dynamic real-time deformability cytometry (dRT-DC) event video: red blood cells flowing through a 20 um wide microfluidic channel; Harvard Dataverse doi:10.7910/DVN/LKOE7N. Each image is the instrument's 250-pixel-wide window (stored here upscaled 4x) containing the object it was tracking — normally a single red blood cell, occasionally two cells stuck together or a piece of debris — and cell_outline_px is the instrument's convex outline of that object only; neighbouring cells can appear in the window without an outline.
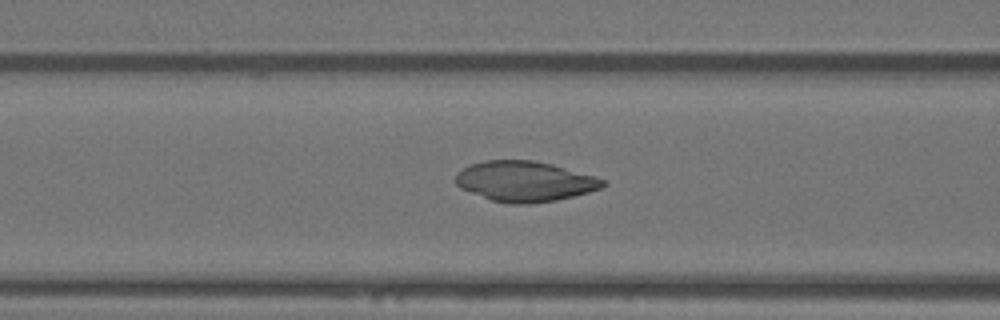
{"species": "Egyptian fruit bat (a non-hibernating species)", "species_latin": "Rousettus aegyptiacus", "temperature_condition": "warm", "stored_images_in_passage": 44, "camera_frame_rate_fps": 3000, "um_per_image_px": 0.085, "animal": {"sex": "female"}, "frame": {"image": 1, "passage_image": 9, "time_ms": 2.667, "image_size_px": [1000, 320], "cell_outline_px": [[608, 184], [600, 188], [588, 192], [556, 200], [532, 204], [508, 204], [492, 200], [460, 188], [456, 184], [456, 172], [472, 164], [484, 160], [532, 160], [552, 164], [596, 176], [608, 180]], "centroid_in_image_um": [44.63, 15.41], "position_along_channel_um": 122.0, "area_um2": 34.68}}
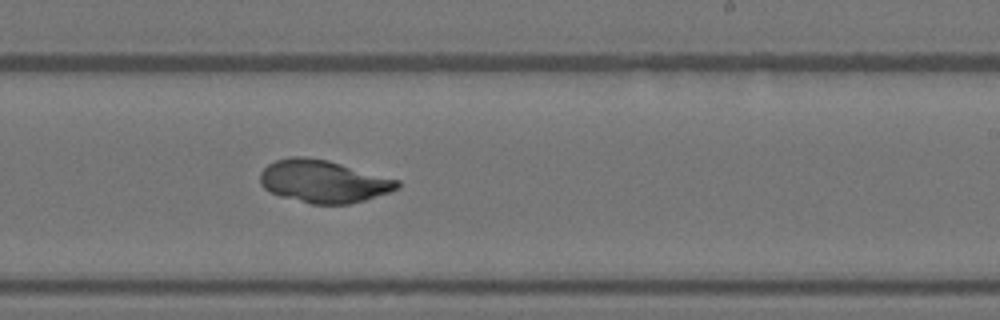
{"frame": {"image": 2, "passage_image": 21, "time_ms": 6.667, "image_size_px": [1000, 320], "cell_outline_px": [[400, 188], [352, 204], [312, 204], [280, 196], [264, 188], [260, 184], [260, 172], [268, 164], [276, 160], [292, 156], [304, 156], [328, 160], [400, 180]], "centroid_in_image_um": [27.49, 15.41], "position_along_channel_um": 261.5, "area_um2": 34.04}}
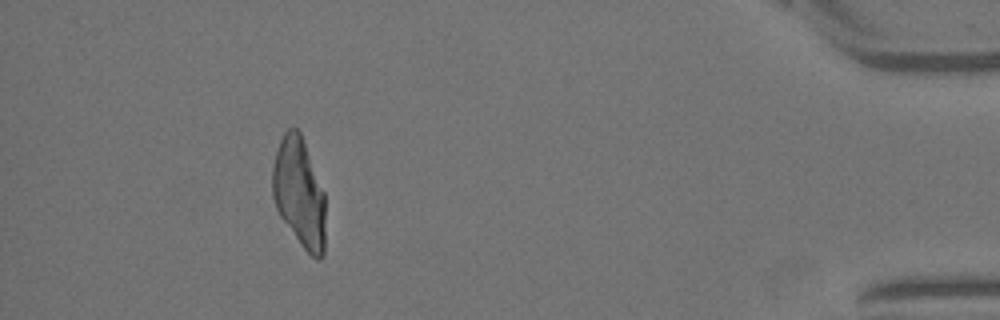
{"frame": {"image": 3, "passage_image": 39, "time_ms": 12.667, "image_size_px": [1000, 320], "cell_outline_px": [[324, 252], [320, 260], [316, 260], [300, 244], [280, 216], [276, 208], [272, 196], [272, 168], [276, 152], [280, 140], [284, 132], [288, 128], [296, 128], [300, 132], [324, 192]], "centroid_in_image_um": [25.42, 16.39], "position_along_channel_um": 409.8, "area_um2": 33.47}}